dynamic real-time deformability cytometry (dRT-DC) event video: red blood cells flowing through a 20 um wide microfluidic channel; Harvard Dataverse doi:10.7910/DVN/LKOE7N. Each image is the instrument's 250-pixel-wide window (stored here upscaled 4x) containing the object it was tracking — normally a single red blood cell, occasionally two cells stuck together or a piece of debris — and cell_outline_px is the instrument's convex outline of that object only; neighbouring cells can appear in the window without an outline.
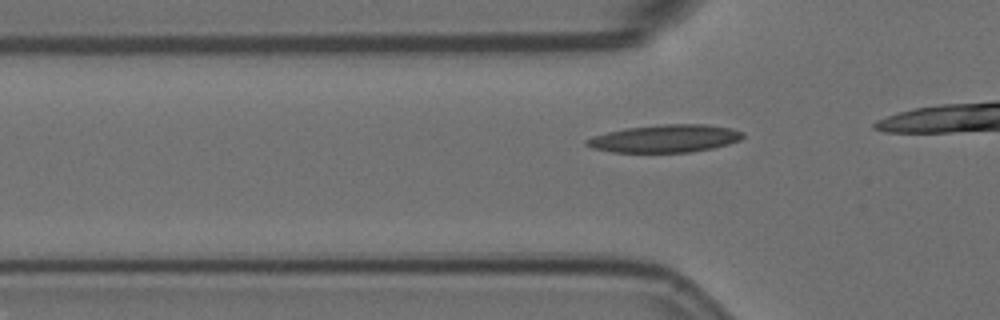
{"species": "Egyptian fruit bat (a non-hibernating species)", "species_latin": "Rousettus aegyptiacus", "temperature_condition": "room temperature", "stored_images_in_passage": 16, "camera_frame_rate_fps": 3000, "um_per_image_px": 0.085, "animal": {"sex": "female"}, "frame": {"image": 1, "passage_image": 10, "time_ms": 3.0, "image_size_px": [1000, 320], "cell_outline_px": [[744, 136], [740, 140], [728, 144], [712, 148], [692, 152], [612, 152], [592, 148], [584, 144], [584, 140], [592, 136], [624, 128], [660, 124], [708, 124], [732, 128], [744, 132]], "centroid_in_image_um": [56.53, 11.77], "position_along_channel_um": 69.3, "area_um2": 25.43}}
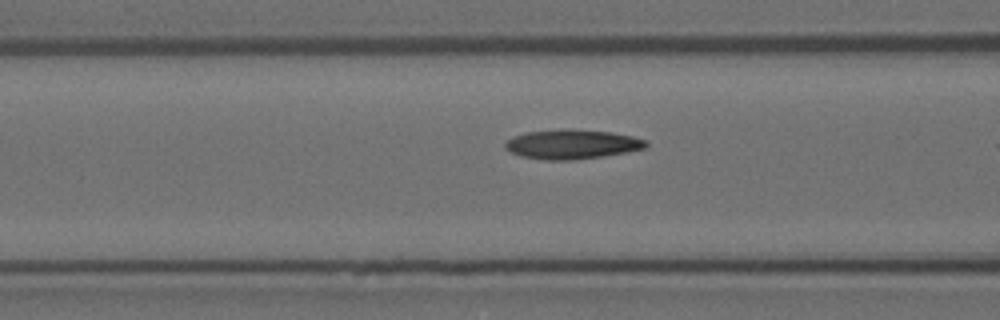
{"frame": {"image": 2, "passage_image": 14, "time_ms": 4.333, "image_size_px": [1000, 320], "cell_outline_px": [[648, 148], [628, 152], [572, 160], [544, 160], [520, 156], [504, 148], [504, 144], [508, 140], [524, 132], [564, 128], [612, 132], [632, 136], [648, 140]], "centroid_in_image_um": [48.65, 12.25], "position_along_channel_um": 118.0, "area_um2": 24.33}}